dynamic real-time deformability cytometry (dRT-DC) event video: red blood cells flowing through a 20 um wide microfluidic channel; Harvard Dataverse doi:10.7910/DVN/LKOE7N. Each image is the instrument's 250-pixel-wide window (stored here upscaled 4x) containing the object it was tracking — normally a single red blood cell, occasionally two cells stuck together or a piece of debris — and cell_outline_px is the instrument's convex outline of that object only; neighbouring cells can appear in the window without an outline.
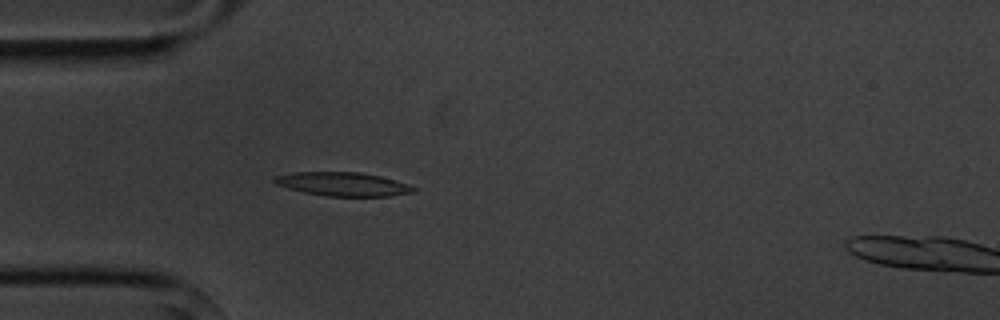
{"species": "common noctule bat (a hibernating species)", "species_latin": "Nyctalus noctula", "temperature_condition": "cold", "stored_images_in_passage": 6, "camera_frame_rate_fps": 3000, "um_per_image_px": 0.085, "animal": {"sex": "male", "body_mass_g": 20.1, "forearm_length_mm": 53.5}, "frame": {"image": 1, "passage_image": 5, "time_ms": 4.667, "image_size_px": [1000, 320], "cell_outline_px": [[416, 192], [388, 196], [328, 196], [304, 192], [288, 188], [276, 184], [272, 180], [272, 176], [296, 172], [360, 172], [380, 176], [396, 180], [408, 184], [416, 188]], "centroid_in_image_um": [29.15, 15.64], "position_along_channel_um": 55.9, "area_um2": 19.25}}